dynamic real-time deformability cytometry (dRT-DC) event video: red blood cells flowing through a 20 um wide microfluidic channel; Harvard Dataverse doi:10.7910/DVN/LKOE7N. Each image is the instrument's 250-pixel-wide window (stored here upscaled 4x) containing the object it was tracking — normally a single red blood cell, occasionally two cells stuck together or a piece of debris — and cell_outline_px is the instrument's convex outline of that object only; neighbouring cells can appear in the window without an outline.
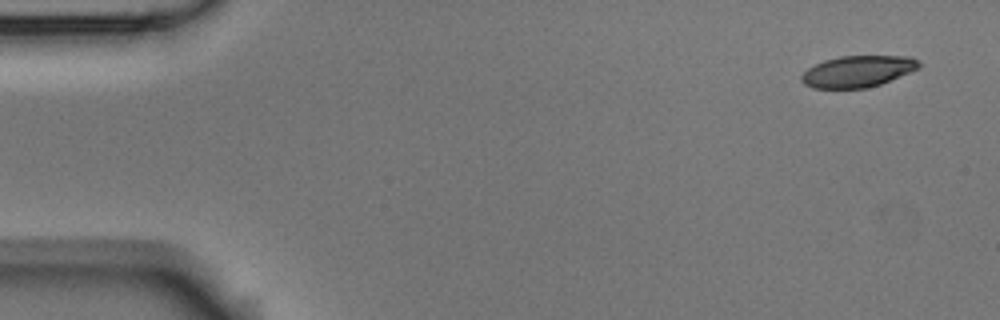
{"species": "Egyptian fruit bat (a non-hibernating species)", "species_latin": "Rousettus aegyptiacus", "temperature_condition": "room temperature", "stored_images_in_passage": 4, "camera_frame_rate_fps": 3000, "um_per_image_px": 0.085, "animal": {"sex": "male"}, "frame": {"image": 1, "passage_image": 1, "time_ms": 0.0, "image_size_px": [1000, 320], "cell_outline_px": [[920, 68], [880, 84], [864, 88], [812, 88], [804, 84], [800, 80], [800, 76], [808, 68], [824, 60], [840, 56], [912, 56], [920, 60]], "centroid_in_image_um": [72.92, 6.06], "position_along_channel_um": 12.1, "area_um2": 21.56}}
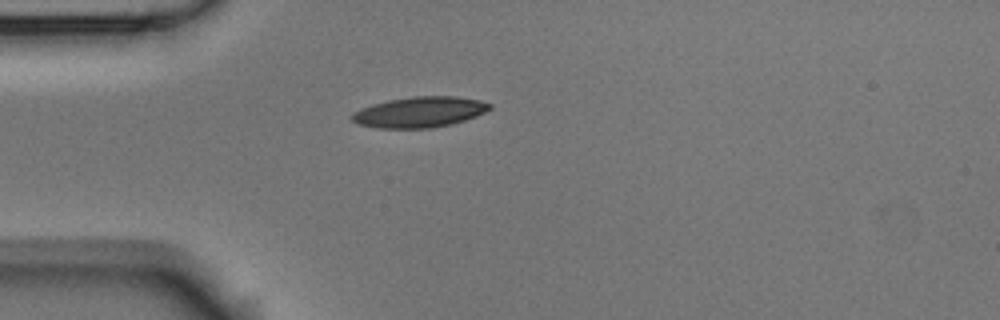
{"frame": {"image": 2, "passage_image": 4, "time_ms": 4.0, "image_size_px": [1000, 320], "cell_outline_px": [[492, 108], [476, 116], [452, 124], [432, 128], [376, 128], [356, 124], [348, 116], [364, 108], [388, 100], [412, 96], [456, 96], [480, 100], [492, 104]], "centroid_in_image_um": [35.69, 9.53], "position_along_channel_um": 49.3, "area_um2": 24.57}}